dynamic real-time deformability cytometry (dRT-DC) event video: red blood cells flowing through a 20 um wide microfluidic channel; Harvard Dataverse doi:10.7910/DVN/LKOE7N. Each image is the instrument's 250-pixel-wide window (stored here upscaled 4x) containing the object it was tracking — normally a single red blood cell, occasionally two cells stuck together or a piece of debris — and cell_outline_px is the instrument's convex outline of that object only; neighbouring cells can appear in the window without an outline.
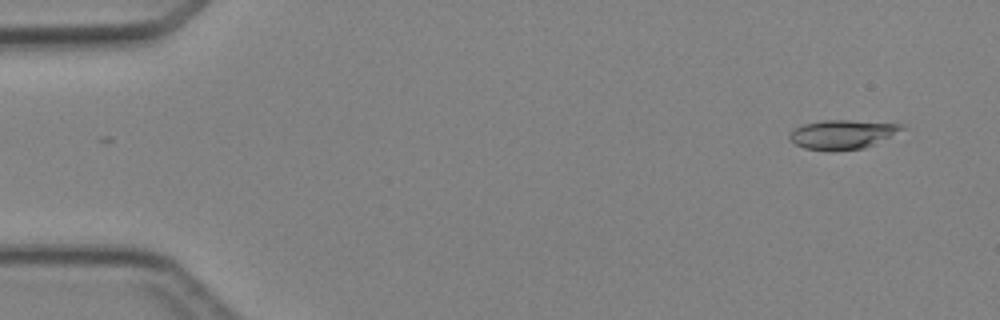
{"species": "Egyptian fruit bat (a non-hibernating species)", "species_latin": "Rousettus aegyptiacus", "temperature_condition": "cold", "stored_images_in_passage": 4, "camera_frame_rate_fps": 3000, "um_per_image_px": 0.085, "animal": {"sex": "female"}, "frame": {"image": 1, "passage_image": 1, "time_ms": 0.0, "image_size_px": [1000, 320], "cell_outline_px": [[904, 128], [864, 148], [804, 148], [788, 140], [788, 136], [796, 128], [804, 124], [824, 120], [848, 120], [904, 124]], "centroid_in_image_um": [71.57, 11.37], "position_along_channel_um": 13.4, "area_um2": 17.98}}
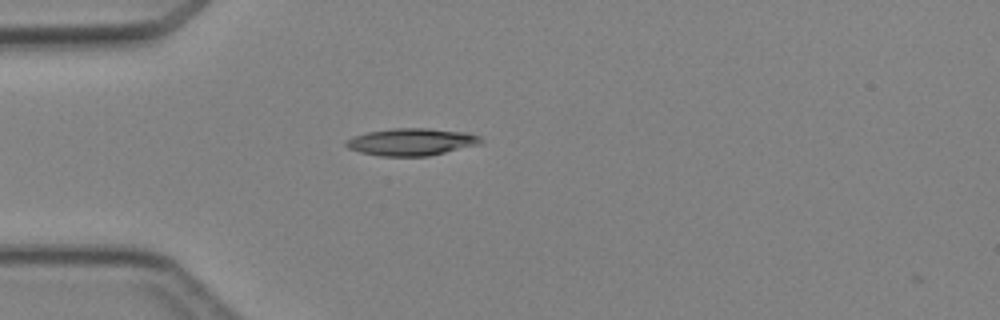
{"frame": {"image": 2, "passage_image": 4, "time_ms": 3.333, "image_size_px": [1000, 320], "cell_outline_px": [[484, 140], [480, 144], [428, 156], [380, 156], [360, 152], [348, 148], [344, 144], [348, 140], [356, 136], [368, 132], [392, 128], [428, 128], [464, 132], [480, 136]], "centroid_in_image_um": [35.0, 12.06], "position_along_channel_um": 50.0, "area_um2": 21.21}}